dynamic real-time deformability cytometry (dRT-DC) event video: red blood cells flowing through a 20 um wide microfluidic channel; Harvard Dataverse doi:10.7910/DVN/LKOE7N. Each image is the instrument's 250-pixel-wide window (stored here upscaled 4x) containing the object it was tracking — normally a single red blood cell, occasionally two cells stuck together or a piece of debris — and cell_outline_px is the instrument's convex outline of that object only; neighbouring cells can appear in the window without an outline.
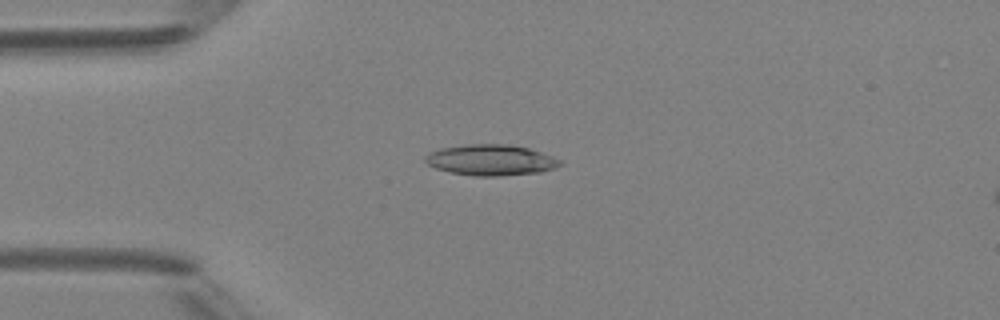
{"species": "Egyptian fruit bat (a non-hibernating species)", "species_latin": "Rousettus aegyptiacus", "temperature_condition": "room temperature", "stored_images_in_passage": 3, "camera_frame_rate_fps": 3000, "um_per_image_px": 0.085, "animal": {"sex": "female"}, "frame": {"image": 1, "passage_image": 2, "time_ms": 1.0, "image_size_px": [1000, 320], "cell_outline_px": [[560, 164], [552, 168], [540, 172], [500, 176], [472, 176], [448, 172], [436, 168], [428, 164], [424, 160], [424, 156], [440, 148], [464, 144], [508, 144], [528, 148], [552, 156], [560, 160]], "centroid_in_image_um": [41.67, 13.6], "position_along_channel_um": 43.3, "area_um2": 24.16}}